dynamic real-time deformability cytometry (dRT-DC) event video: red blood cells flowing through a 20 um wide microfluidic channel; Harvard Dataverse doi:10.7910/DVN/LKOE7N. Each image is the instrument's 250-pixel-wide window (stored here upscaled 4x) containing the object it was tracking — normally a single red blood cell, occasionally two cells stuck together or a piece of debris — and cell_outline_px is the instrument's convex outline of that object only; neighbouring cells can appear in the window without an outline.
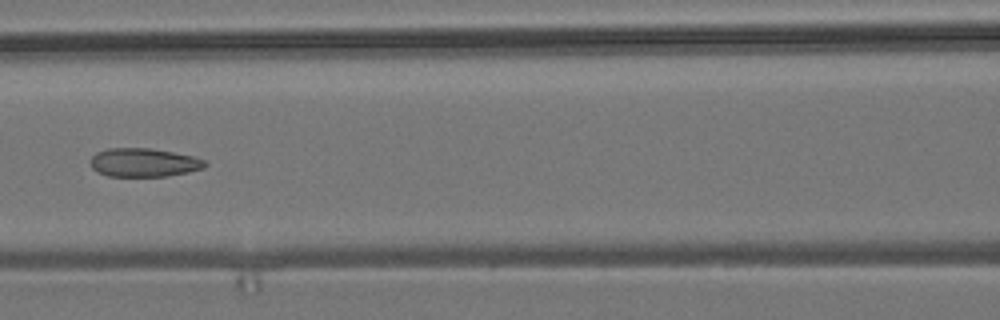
{"species": "common noctule bat (a hibernating species)", "species_latin": "Nyctalus noctula", "temperature_condition": "room temperature", "stored_images_in_passage": 10, "camera_frame_rate_fps": 3000, "um_per_image_px": 0.085, "animal": {"sex": "male", "body_mass_g": 19.2, "forearm_length_mm": 51.8}, "frame": {"image": 1, "passage_image": 7, "time_ms": 2.0, "image_size_px": [1000, 320], "cell_outline_px": [[208, 164], [204, 168], [188, 172], [168, 176], [108, 176], [96, 172], [92, 168], [88, 160], [96, 152], [108, 148], [152, 148], [192, 156], [204, 160]], "centroid_in_image_um": [12.18, 13.81], "position_along_channel_um": 154.4, "area_um2": 19.25}}
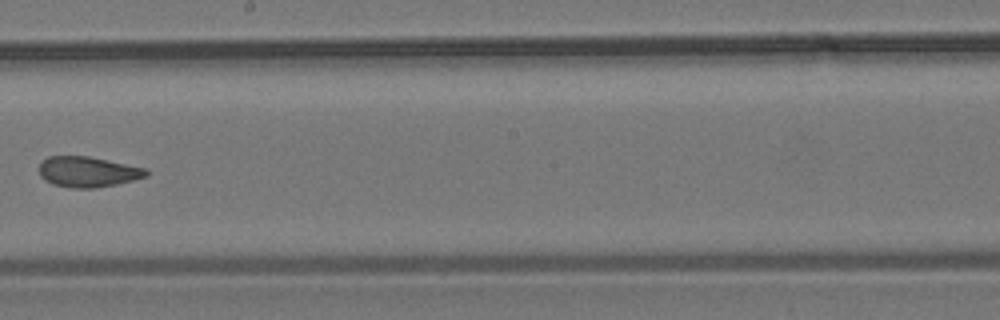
{"frame": {"image": 2, "passage_image": 9, "time_ms": 2.667, "image_size_px": [1000, 320], "cell_outline_px": [[148, 176], [116, 184], [96, 188], [72, 188], [52, 184], [44, 180], [40, 176], [40, 164], [48, 156], [88, 156], [148, 168]], "centroid_in_image_um": [7.48, 14.6], "position_along_channel_um": 240.7, "area_um2": 19.07}}
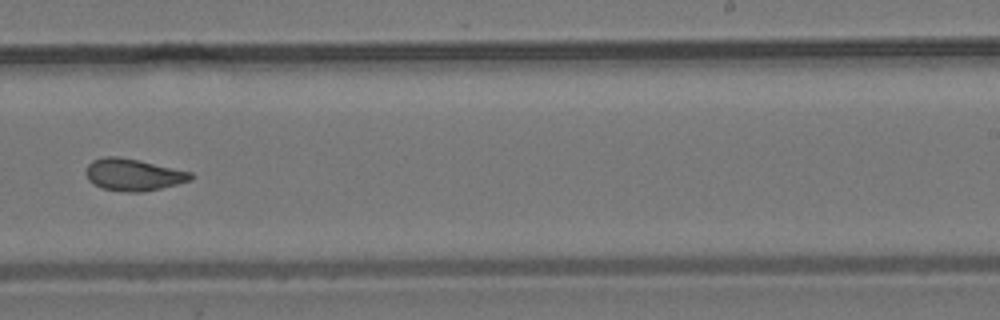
{"frame": {"image": 3, "passage_image": 10, "time_ms": 3.0, "image_size_px": [1000, 320], "cell_outline_px": [[192, 180], [144, 192], [124, 192], [104, 188], [88, 180], [84, 172], [88, 164], [92, 160], [104, 156], [116, 156], [140, 160], [192, 172]], "centroid_in_image_um": [11.31, 14.84], "position_along_channel_um": 277.7, "area_um2": 19.54}}